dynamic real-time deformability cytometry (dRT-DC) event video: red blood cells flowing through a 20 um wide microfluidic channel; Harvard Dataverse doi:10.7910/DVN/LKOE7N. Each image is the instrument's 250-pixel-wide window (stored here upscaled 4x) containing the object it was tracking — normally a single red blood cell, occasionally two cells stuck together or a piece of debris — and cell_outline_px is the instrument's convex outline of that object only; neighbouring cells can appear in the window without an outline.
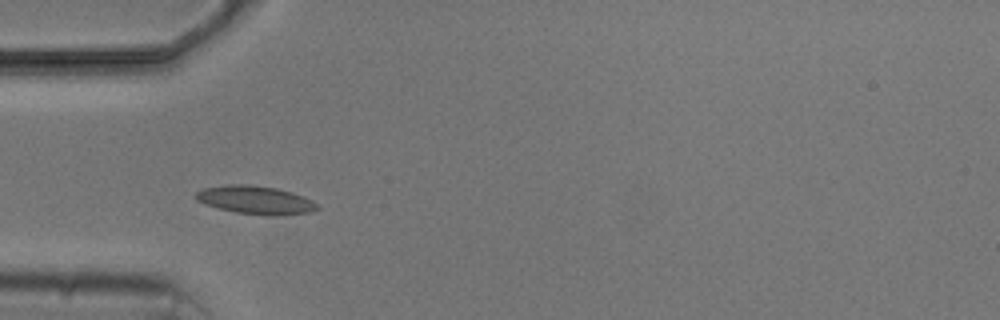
{"species": "common noctule bat (a hibernating species)", "species_latin": "Nyctalus noctula", "temperature_condition": "cold", "stored_images_in_passage": 5, "camera_frame_rate_fps": 3000, "um_per_image_px": 0.085, "animal": {"sex": "male", "body_mass_g": 20.5, "forearm_length_mm": 52.5}, "frame": {"image": 1, "passage_image": 4, "time_ms": 4.667, "image_size_px": [1000, 320], "cell_outline_px": [[320, 208], [308, 212], [236, 212], [204, 204], [196, 200], [192, 196], [196, 192], [204, 188], [228, 184], [252, 184], [276, 188], [292, 192], [304, 196], [312, 200]], "centroid_in_image_um": [21.6, 16.92], "position_along_channel_um": 63.4, "area_um2": 18.96}}
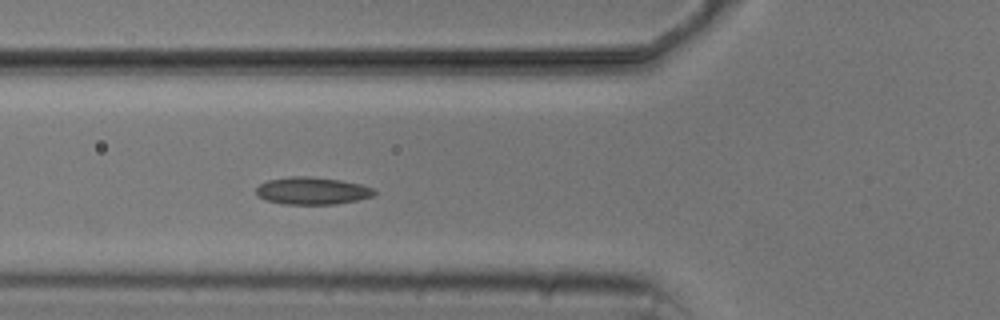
{"frame": {"image": 2, "passage_image": 5, "time_ms": 5.667, "image_size_px": [1000, 320], "cell_outline_px": [[376, 192], [372, 196], [356, 200], [336, 204], [284, 204], [264, 200], [256, 192], [256, 188], [260, 184], [268, 180], [292, 176], [308, 176], [340, 180], [360, 184], [376, 188]], "centroid_in_image_um": [26.55, 16.22], "position_along_channel_um": 99.3, "area_um2": 18.79}}